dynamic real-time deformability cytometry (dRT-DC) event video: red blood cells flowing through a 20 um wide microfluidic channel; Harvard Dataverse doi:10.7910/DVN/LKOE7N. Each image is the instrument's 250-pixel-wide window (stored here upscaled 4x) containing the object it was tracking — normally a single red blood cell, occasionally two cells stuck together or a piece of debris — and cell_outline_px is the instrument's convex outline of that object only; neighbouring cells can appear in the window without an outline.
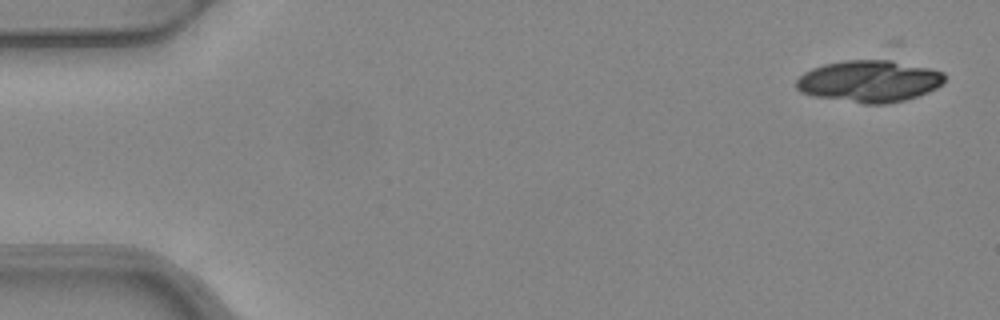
{"species": "common noctule bat (a hibernating species)", "species_latin": "Nyctalus noctula", "temperature_condition": "warm", "stored_images_in_passage": 5, "segment_of_instrument_passage": [1, 2], "camera_frame_rate_fps": 3000, "um_per_image_px": 0.085, "animal": {"sex": "female", "body_mass_g": 24.6, "forearm_length_mm": 56.2}, "frame": {"image": 1, "passage_image": 1, "time_ms": 0.0, "image_size_px": [1000, 320], "cell_outline_px": [[944, 80], [936, 88], [928, 92], [904, 100], [888, 104], [864, 104], [812, 96], [800, 92], [796, 88], [796, 80], [804, 72], [812, 68], [824, 64], [844, 60], [892, 60], [928, 68], [944, 72]], "centroid_in_image_um": [73.85, 6.91], "position_along_channel_um": 11.2, "area_um2": 36.18}}